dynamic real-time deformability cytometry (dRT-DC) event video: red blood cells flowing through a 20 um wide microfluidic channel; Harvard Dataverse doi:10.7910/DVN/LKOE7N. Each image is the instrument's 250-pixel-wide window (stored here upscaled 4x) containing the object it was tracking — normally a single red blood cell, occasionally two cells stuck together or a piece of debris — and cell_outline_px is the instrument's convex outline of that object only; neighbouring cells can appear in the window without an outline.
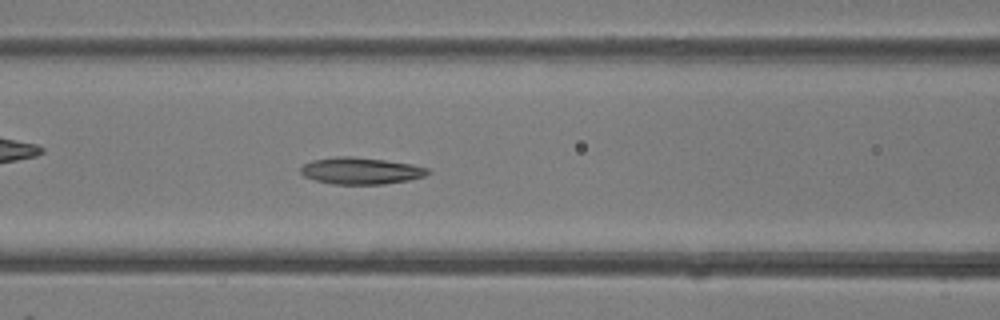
{"species": "common noctule bat (a hibernating species)", "species_latin": "Nyctalus noctula", "temperature_condition": "room temperature", "stored_images_in_passage": 35, "camera_frame_rate_fps": 3000, "um_per_image_px": 0.085, "animal": {"sex": "female"}, "frame": {"image": 1, "passage_image": 12, "time_ms": 3.667, "image_size_px": [1000, 320], "cell_outline_px": [[432, 172], [424, 176], [408, 180], [384, 184], [332, 184], [316, 180], [304, 176], [300, 172], [300, 168], [304, 164], [312, 160], [336, 156], [352, 156], [384, 160], [412, 164], [428, 168]], "centroid_in_image_um": [30.67, 14.51], "position_along_channel_um": 135.9, "area_um2": 19.83}}
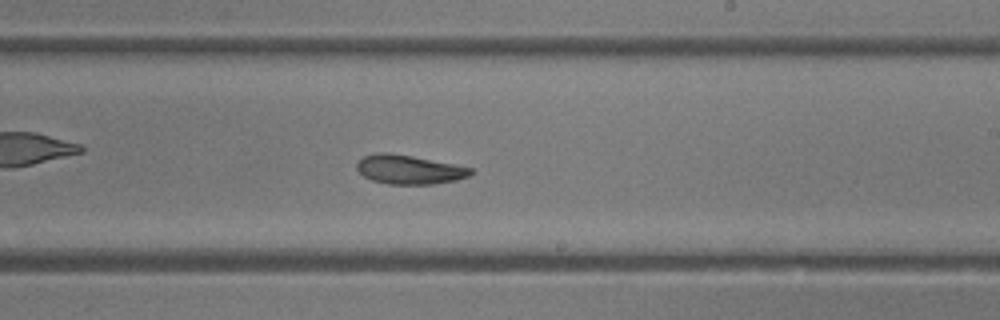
{"frame": {"image": 2, "passage_image": 19, "time_ms": 6.0, "image_size_px": [1000, 320], "cell_outline_px": [[472, 172], [468, 176], [456, 180], [432, 184], [388, 184], [372, 180], [364, 176], [356, 168], [356, 164], [364, 156], [376, 152], [388, 152], [412, 156], [456, 164], [472, 168]], "centroid_in_image_um": [34.77, 14.4], "position_along_channel_um": 254.2, "area_um2": 19.25}}
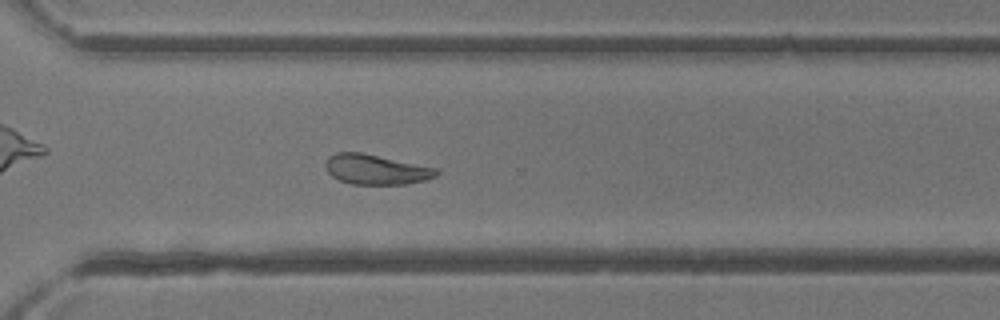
{"frame": {"image": 3, "passage_image": 24, "time_ms": 7.667, "image_size_px": [1000, 320], "cell_outline_px": [[440, 172], [436, 176], [424, 180], [408, 184], [352, 184], [340, 180], [332, 176], [328, 172], [324, 164], [328, 156], [336, 152], [360, 152], [440, 168]], "centroid_in_image_um": [31.98, 14.4], "position_along_channel_um": 338.6, "area_um2": 19.54}}